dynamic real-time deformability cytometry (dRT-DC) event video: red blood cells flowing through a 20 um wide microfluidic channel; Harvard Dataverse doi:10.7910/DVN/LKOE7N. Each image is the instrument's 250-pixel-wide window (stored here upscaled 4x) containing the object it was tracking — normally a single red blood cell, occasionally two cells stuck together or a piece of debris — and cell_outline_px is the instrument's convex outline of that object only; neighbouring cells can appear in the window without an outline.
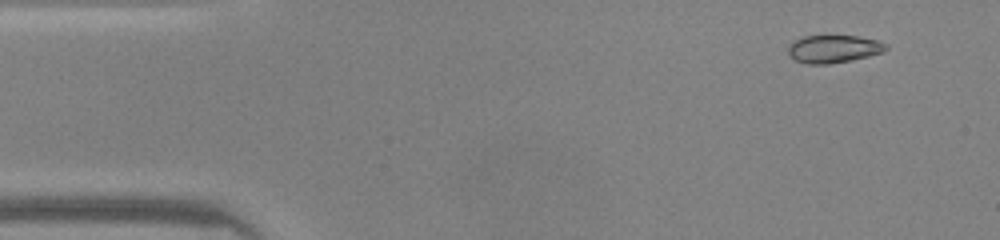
{"species": "common noctule bat (a hibernating species)", "species_latin": "Nyctalus noctula", "temperature_condition": "warm", "stored_images_in_passage": 47, "camera_frame_rate_fps": 3000, "um_per_image_px": 0.085, "animal": {"sex": "male", "body_mass_g": 20.0, "forearm_length_mm": 53.3}, "frame": {"image": 1, "passage_image": 3, "time_ms": 0.667, "image_size_px": [1000, 240], "cell_outline_px": [[888, 48], [884, 52], [852, 60], [828, 64], [808, 64], [796, 60], [788, 52], [788, 48], [796, 40], [804, 36], [856, 36], [880, 40], [888, 44]], "centroid_in_image_um": [70.93, 4.15], "position_along_channel_um": 14.1, "area_um2": 15.72}}
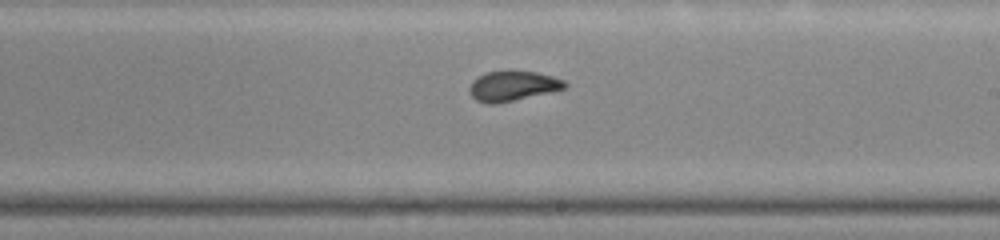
{"frame": {"image": 2, "passage_image": 26, "time_ms": 8.333, "image_size_px": [1000, 240], "cell_outline_px": [[568, 84], [564, 88], [548, 92], [512, 100], [492, 104], [488, 104], [476, 100], [468, 92], [468, 88], [472, 80], [488, 72], [536, 72], [552, 76], [564, 80]], "centroid_in_image_um": [43.54, 7.31], "position_along_channel_um": 245.5, "area_um2": 16.13}}
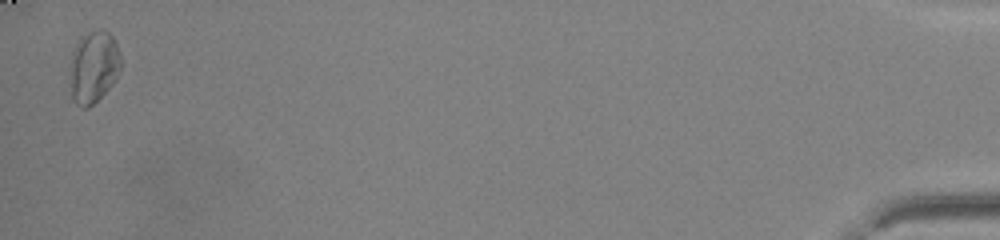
{"frame": {"image": 3, "passage_image": 46, "time_ms": 15.0, "image_size_px": [1000, 240], "cell_outline_px": [[120, 72], [116, 80], [88, 108], [80, 108], [72, 100], [68, 68], [68, 64], [72, 52], [76, 44], [88, 32], [104, 28], [112, 36], [120, 52]], "centroid_in_image_um": [7.92, 5.7], "position_along_channel_um": 427.3, "area_um2": 21.68}, "authors_computed_cell_mechanics": {"area_um2": 17.051, "velocity_mm_per_s": 4.2263, "shape_relaxation_time_tau1_ms": 8.8641, "shape_relaxation_time_tau2_ms": 1.6988, "deformation_change_tau1": 0.2439, "deformation_change_tau2": 0.0693}}